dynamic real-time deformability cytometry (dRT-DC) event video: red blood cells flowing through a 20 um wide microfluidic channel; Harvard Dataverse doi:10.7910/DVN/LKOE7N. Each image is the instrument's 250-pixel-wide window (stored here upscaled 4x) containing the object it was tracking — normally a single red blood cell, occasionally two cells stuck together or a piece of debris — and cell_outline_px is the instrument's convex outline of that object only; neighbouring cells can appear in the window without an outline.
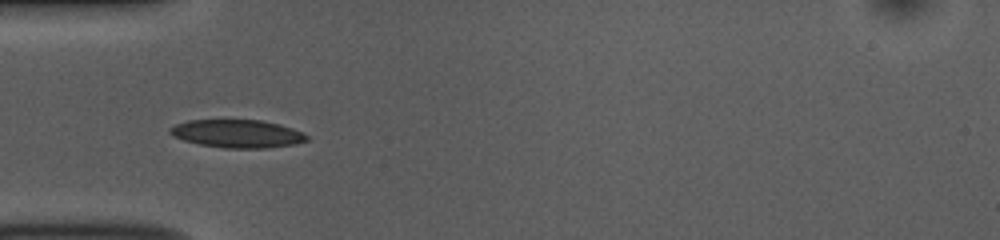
{"species": "common noctule bat (a hibernating species)", "species_latin": "Nyctalus noctula", "temperature_condition": "room temperature", "stored_images_in_passage": 26, "camera_frame_rate_fps": 3000, "um_per_image_px": 0.085, "animal": {"sex": "female", "body_mass_g": 10.0, "forearm_length_mm": 53.1}, "frame": {"image": 1, "passage_image": 4, "time_ms": 1.0, "image_size_px": [1000, 240], "cell_outline_px": [[308, 140], [296, 144], [268, 148], [224, 148], [200, 144], [184, 140], [172, 136], [168, 132], [168, 128], [176, 124], [188, 120], [260, 120], [280, 124], [304, 132], [308, 136]], "centroid_in_image_um": [20.18, 11.36], "position_along_channel_um": 64.8, "area_um2": 22.48}}
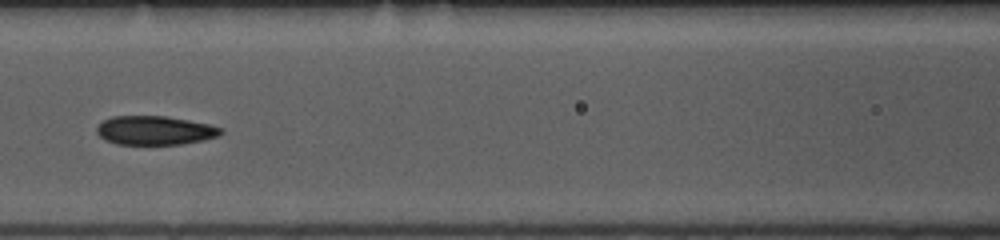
{"frame": {"image": 2, "passage_image": 11, "time_ms": 3.333, "image_size_px": [1000, 240], "cell_outline_px": [[224, 132], [220, 136], [204, 140], [180, 144], [116, 144], [104, 140], [96, 132], [96, 128], [104, 120], [112, 116], [164, 116], [188, 120], [208, 124], [224, 128]], "centroid_in_image_um": [13.19, 11.09], "position_along_channel_um": 153.4, "area_um2": 20.98}}
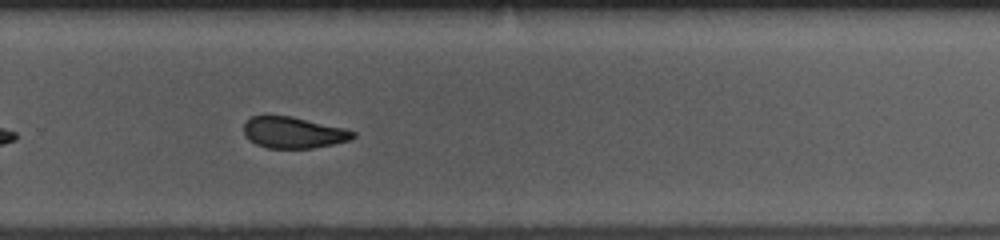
{"frame": {"image": 3, "passage_image": 23, "time_ms": 7.333, "image_size_px": [1000, 240], "cell_outline_px": [[356, 136], [352, 140], [312, 148], [268, 148], [256, 144], [244, 132], [244, 124], [252, 116], [292, 116], [344, 128], [356, 132]], "centroid_in_image_um": [24.99, 11.27], "position_along_channel_um": 304.8, "area_um2": 19.71}}